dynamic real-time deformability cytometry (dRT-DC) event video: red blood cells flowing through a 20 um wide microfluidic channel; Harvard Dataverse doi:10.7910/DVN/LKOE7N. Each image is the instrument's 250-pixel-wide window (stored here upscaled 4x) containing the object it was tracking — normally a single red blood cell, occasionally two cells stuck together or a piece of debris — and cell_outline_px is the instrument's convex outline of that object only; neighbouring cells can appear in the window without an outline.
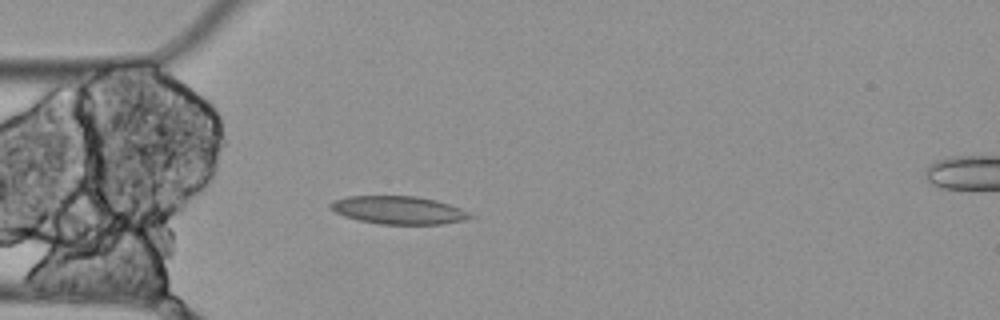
{"species": "Egyptian fruit bat (a non-hibernating species)", "species_latin": "Rousettus aegyptiacus", "temperature_condition": "cold", "stored_images_in_passage": 5, "camera_frame_rate_fps": 3000, "um_per_image_px": 0.085, "animal": {"sex": "female"}, "frame": {"image": 1, "passage_image": 5, "time_ms": 1.333, "image_size_px": [1000, 320], "cell_outline_px": [[476, 216], [464, 220], [440, 224], [380, 224], [360, 220], [344, 216], [328, 208], [328, 204], [332, 200], [348, 196], [416, 196], [436, 200], [460, 208]], "centroid_in_image_um": [33.85, 17.85], "position_along_channel_um": 51.2, "area_um2": 22.77}}